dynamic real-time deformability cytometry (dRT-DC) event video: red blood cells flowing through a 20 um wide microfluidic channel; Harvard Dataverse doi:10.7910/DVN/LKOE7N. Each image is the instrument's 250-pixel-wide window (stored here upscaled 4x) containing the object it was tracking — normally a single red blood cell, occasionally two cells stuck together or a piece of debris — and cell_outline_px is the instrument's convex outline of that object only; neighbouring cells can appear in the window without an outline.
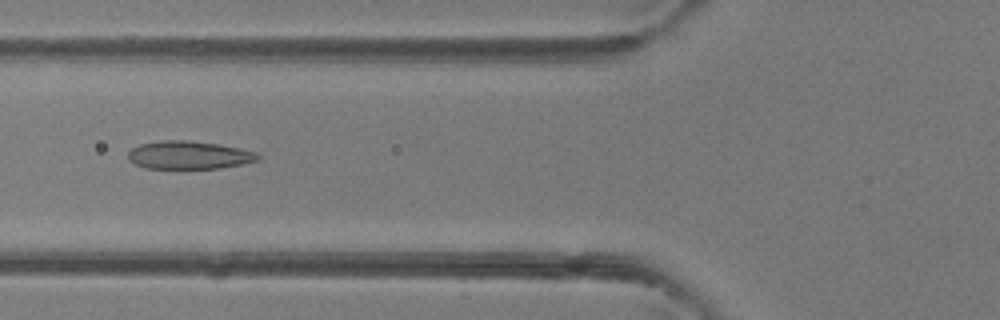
{"species": "common noctule bat (a hibernating species)", "species_latin": "Nyctalus noctula", "temperature_condition": "room temperature", "stored_images_in_passage": 39, "camera_frame_rate_fps": 3000, "um_per_image_px": 0.085, "animal": {"sex": "female"}, "frame": {"image": 1, "passage_image": 17, "time_ms": 5.333, "image_size_px": [1000, 320], "cell_outline_px": [[260, 160], [220, 168], [144, 168], [128, 160], [128, 152], [132, 148], [140, 144], [160, 140], [188, 140], [220, 144], [240, 148], [256, 152], [260, 156]], "centroid_in_image_um": [16.06, 13.17], "position_along_channel_um": 109.7, "area_um2": 21.27}}
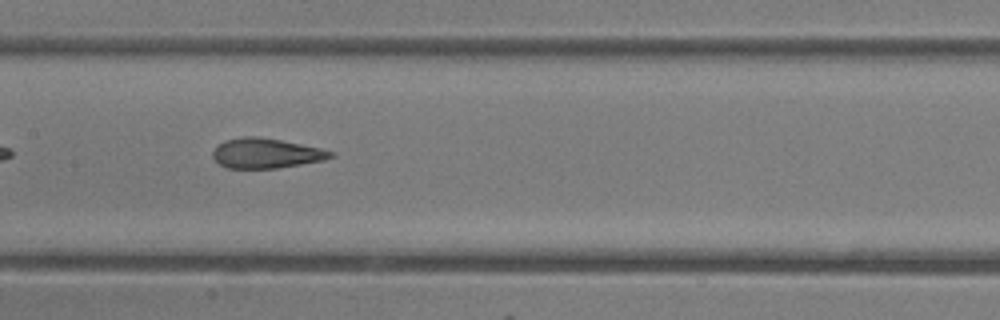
{"frame": {"image": 2, "passage_image": 22, "time_ms": 7.0, "image_size_px": [1000, 320], "cell_outline_px": [[336, 156], [324, 160], [276, 168], [228, 168], [220, 164], [212, 156], [212, 152], [224, 140], [244, 136], [256, 136], [280, 140], [320, 148], [336, 152]], "centroid_in_image_um": [22.64, 13.02], "position_along_channel_um": 184.8, "area_um2": 20.4}}
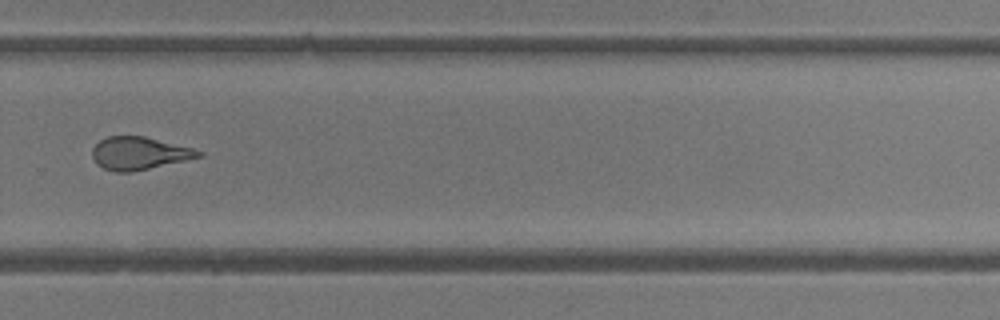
{"frame": {"image": 3, "passage_image": 31, "time_ms": 10.0, "image_size_px": [1000, 320], "cell_outline_px": [[204, 156], [132, 172], [116, 172], [104, 168], [96, 164], [92, 156], [92, 148], [100, 140], [108, 136], [144, 136], [192, 148], [204, 152]], "centroid_in_image_um": [11.82, 13.03], "position_along_channel_um": 318.0, "area_um2": 20.23}, "authors_computed_cell_mechanics": {"area_um2": 21.5016, "velocity_mm_per_s": 4.4644, "shape_relaxation_time_tau1_ms": 8.2445, "shape_relaxation_time_tau2_ms": 1.457, "deformation_change_tau1": 0.2312, "deformation_change_tau2": 0.0909}}